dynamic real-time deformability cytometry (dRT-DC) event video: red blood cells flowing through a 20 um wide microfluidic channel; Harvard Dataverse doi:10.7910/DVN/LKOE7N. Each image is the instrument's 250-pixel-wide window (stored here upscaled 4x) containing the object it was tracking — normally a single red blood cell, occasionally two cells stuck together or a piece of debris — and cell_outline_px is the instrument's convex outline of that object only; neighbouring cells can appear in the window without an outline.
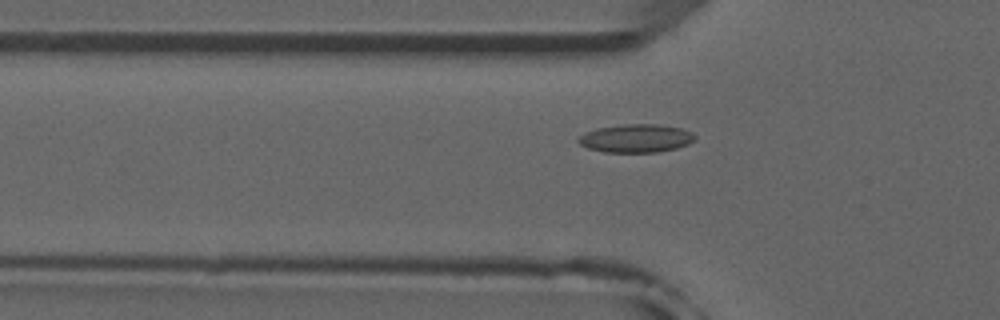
{"species": "common noctule bat (a hibernating species)", "species_latin": "Nyctalus noctula", "temperature_condition": "room temperature", "stored_images_in_passage": 51, "camera_frame_rate_fps": 3000, "um_per_image_px": 0.085, "animal": {"sex": "male", "forearm_length_mm": 52.5}, "frame": {"image": 1, "passage_image": 16, "time_ms": 5.0, "image_size_px": [1000, 320], "cell_outline_px": [[696, 140], [688, 144], [676, 148], [656, 152], [604, 152], [588, 148], [580, 144], [576, 140], [584, 132], [596, 128], [624, 124], [660, 124], [680, 128], [692, 132], [696, 136]], "centroid_in_image_um": [54.06, 11.75], "position_along_channel_um": 71.7, "area_um2": 19.31}}
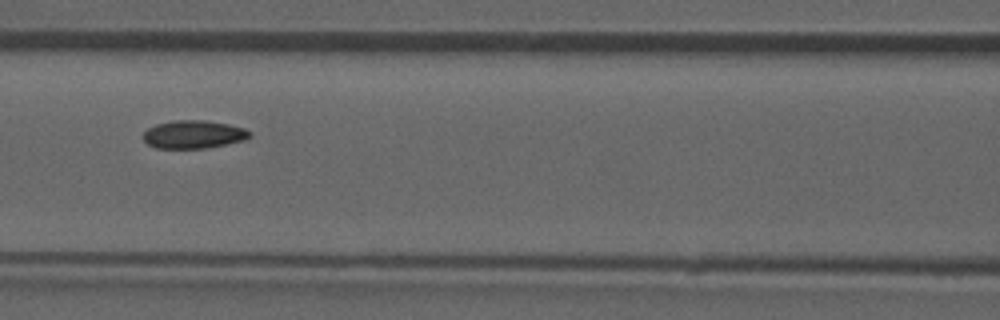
{"frame": {"image": 2, "passage_image": 22, "time_ms": 7.0, "image_size_px": [1000, 320], "cell_outline_px": [[252, 136], [244, 140], [204, 148], [156, 148], [148, 144], [140, 136], [148, 128], [156, 124], [176, 120], [204, 120], [228, 124], [244, 128], [252, 132]], "centroid_in_image_um": [16.43, 11.42], "position_along_channel_um": 150.2, "area_um2": 17.4}}
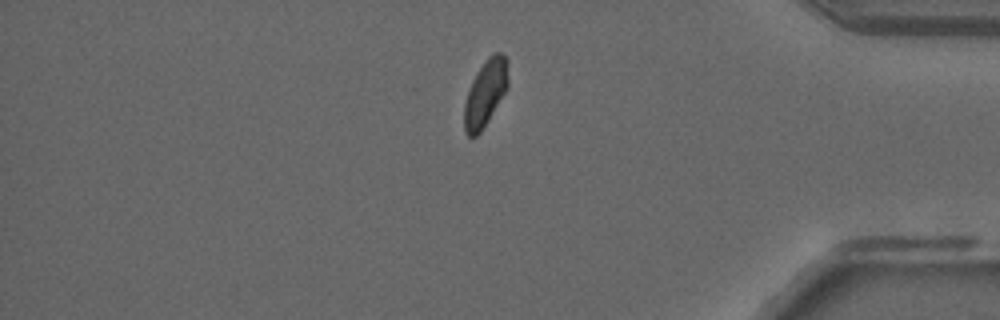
{"frame": {"image": 3, "passage_image": 43, "time_ms": 14.0, "image_size_px": [1000, 320], "cell_outline_px": [[508, 88], [480, 132], [476, 136], [468, 136], [464, 128], [464, 104], [472, 80], [476, 72], [484, 60], [492, 52], [504, 52], [508, 60]], "centroid_in_image_um": [41.28, 7.83], "position_along_channel_um": 393.9, "area_um2": 17.11}, "authors_computed_cell_mechanics": {"area_um2": 17.7446, "velocity_mm_per_s": 3.8913, "shape_relaxation_time_tau1_ms": 10.6032, "shape_relaxation_time_tau2_ms": 2.3175, "deformation_change_tau1": 0.1763, "deformation_change_tau2": 0.0612}}